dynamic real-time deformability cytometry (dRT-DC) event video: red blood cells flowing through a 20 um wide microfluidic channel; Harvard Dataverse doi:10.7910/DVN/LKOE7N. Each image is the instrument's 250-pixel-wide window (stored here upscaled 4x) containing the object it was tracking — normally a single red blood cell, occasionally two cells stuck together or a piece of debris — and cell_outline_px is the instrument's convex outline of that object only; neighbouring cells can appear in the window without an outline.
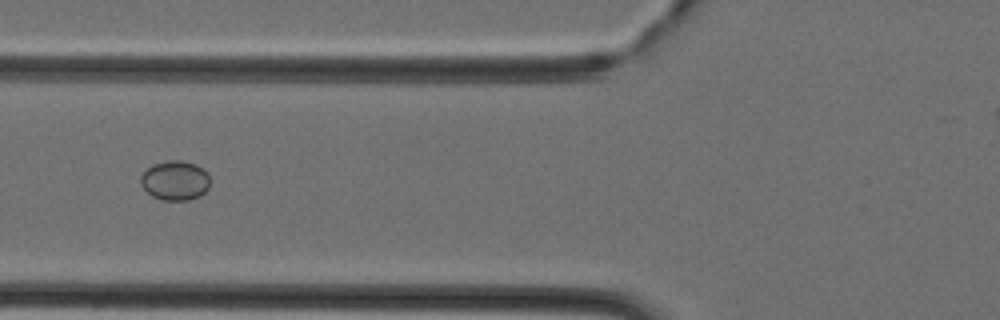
{"species": "Egyptian fruit bat (a non-hibernating species)", "species_latin": "Rousettus aegyptiacus", "temperature_condition": "cold", "stored_images_in_passage": 42, "camera_frame_rate_fps": 3000, "um_per_image_px": 0.085, "animal": {"sex": "female"}, "frame": {"image": 1, "passage_image": 17, "time_ms": 5.333, "image_size_px": [1000, 320], "cell_outline_px": [[208, 188], [200, 196], [188, 200], [160, 200], [152, 196], [140, 184], [140, 176], [152, 164], [168, 160], [180, 160], [196, 164], [208, 172]], "centroid_in_image_um": [14.87, 15.34], "position_along_channel_um": 110.9, "area_um2": 16.01}}
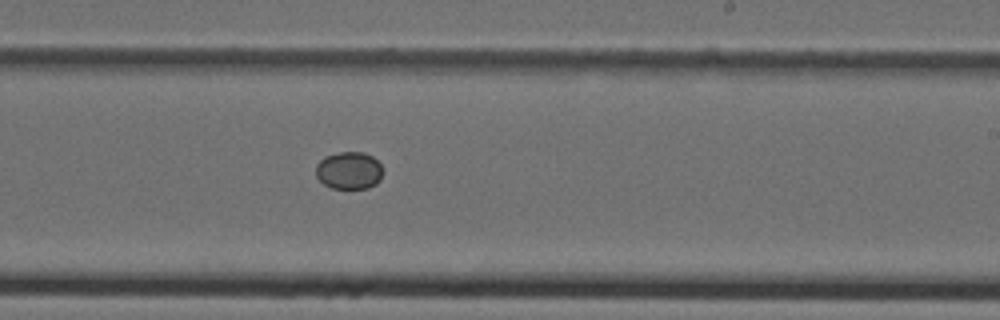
{"frame": {"image": 2, "passage_image": 27, "time_ms": 8.667, "image_size_px": [1000, 320], "cell_outline_px": [[384, 172], [380, 180], [376, 184], [368, 188], [332, 188], [324, 184], [316, 176], [316, 164], [324, 156], [340, 152], [364, 152], [372, 156], [384, 168]], "centroid_in_image_um": [29.69, 14.48], "position_along_channel_um": 259.3, "area_um2": 14.8}}
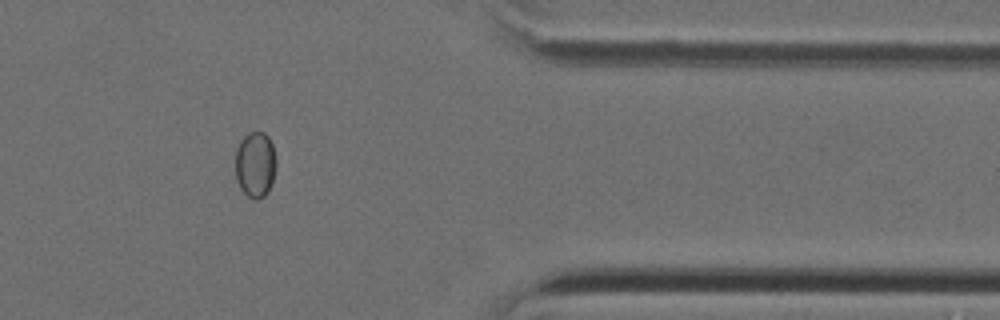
{"frame": {"image": 3, "passage_image": 37, "time_ms": 12.0, "image_size_px": [1000, 320], "cell_outline_px": [[276, 168], [268, 192], [264, 196], [256, 200], [248, 196], [240, 188], [236, 180], [236, 148], [240, 140], [248, 132], [264, 132], [268, 136], [272, 144], [276, 160]], "centroid_in_image_um": [21.69, 13.97], "position_along_channel_um": 389.7, "area_um2": 15.72}}